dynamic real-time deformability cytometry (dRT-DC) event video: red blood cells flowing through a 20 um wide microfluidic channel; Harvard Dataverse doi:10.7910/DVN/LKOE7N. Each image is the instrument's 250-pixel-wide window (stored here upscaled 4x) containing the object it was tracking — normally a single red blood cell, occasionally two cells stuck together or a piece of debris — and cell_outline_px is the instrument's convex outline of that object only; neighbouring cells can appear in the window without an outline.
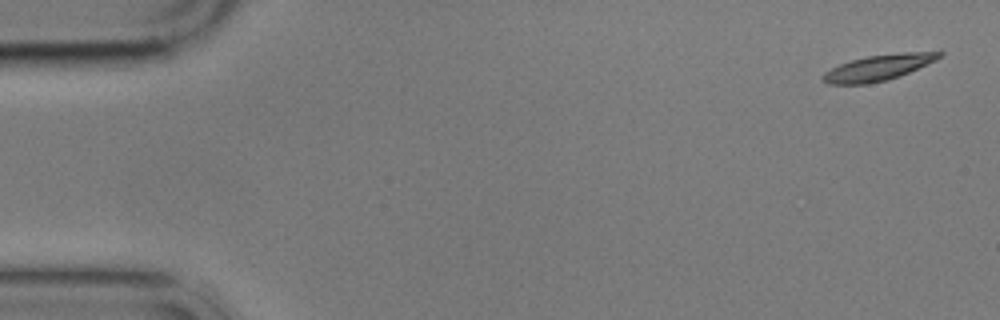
{"species": "common noctule bat (a hibernating species)", "species_latin": "Nyctalus noctula", "temperature_condition": "cold", "stored_images_in_passage": 7, "camera_frame_rate_fps": 3000, "um_per_image_px": 0.085, "animal": {"sex": "male", "body_mass_g": 17.9}, "frame": {"image": 1, "passage_image": 1, "time_ms": 0.0, "image_size_px": [1000, 320], "cell_outline_px": [[944, 52], [936, 60], [900, 76], [888, 80], [868, 84], [828, 84], [820, 76], [824, 72], [840, 64], [852, 60], [868, 56], [940, 48]], "centroid_in_image_um": [74.77, 5.71], "position_along_channel_um": 10.2, "area_um2": 17.86}}
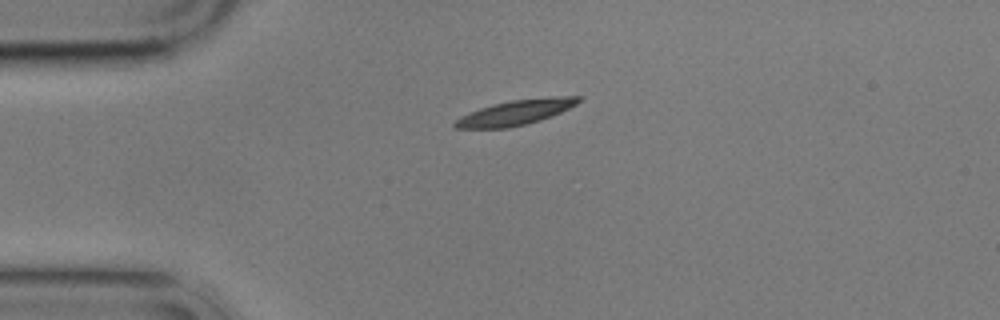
{"frame": {"image": 2, "passage_image": 5, "time_ms": 4.667, "image_size_px": [1000, 320], "cell_outline_px": [[584, 96], [576, 104], [560, 112], [540, 120], [528, 124], [508, 128], [452, 128], [452, 124], [460, 116], [480, 108], [492, 104], [512, 100], [556, 96]], "centroid_in_image_um": [43.8, 9.56], "position_along_channel_um": 41.2, "area_um2": 17.98}}
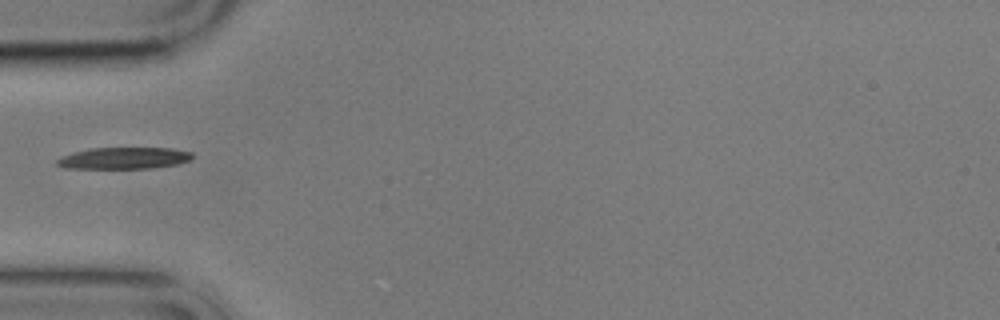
{"frame": {"image": 3, "passage_image": 7, "time_ms": 7.0, "image_size_px": [1000, 320], "cell_outline_px": [[192, 156], [188, 160], [176, 164], [152, 168], [64, 168], [56, 164], [56, 160], [72, 152], [92, 148], [172, 148], [192, 152]], "centroid_in_image_um": [10.51, 13.44], "position_along_channel_um": 74.5, "area_um2": 16.88}}